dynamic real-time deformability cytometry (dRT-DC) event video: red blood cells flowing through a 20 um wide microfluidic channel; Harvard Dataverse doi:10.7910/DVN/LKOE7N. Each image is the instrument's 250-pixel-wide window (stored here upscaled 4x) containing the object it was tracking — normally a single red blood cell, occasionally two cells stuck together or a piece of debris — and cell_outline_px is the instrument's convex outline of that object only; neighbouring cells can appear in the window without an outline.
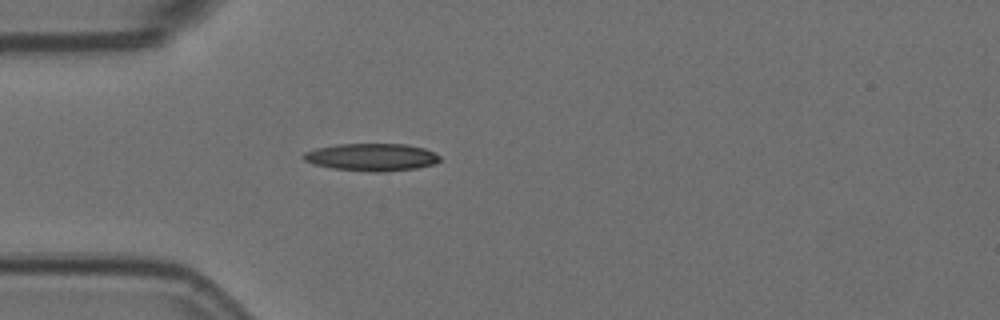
{"species": "Egyptian fruit bat (a non-hibernating species)", "species_latin": "Rousettus aegyptiacus", "temperature_condition": "room temperature", "stored_images_in_passage": 12, "camera_frame_rate_fps": 3000, "um_per_image_px": 0.085, "animal": {"sex": "female"}, "frame": {"image": 1, "passage_image": 1, "time_ms": 0.0, "image_size_px": [1000, 320], "cell_outline_px": [[440, 160], [436, 164], [416, 168], [388, 172], [372, 172], [332, 168], [312, 164], [304, 160], [300, 156], [304, 152], [316, 148], [336, 144], [408, 144], [424, 148], [440, 156]], "centroid_in_image_um": [31.57, 13.36], "position_along_channel_um": 53.4, "area_um2": 22.08}}
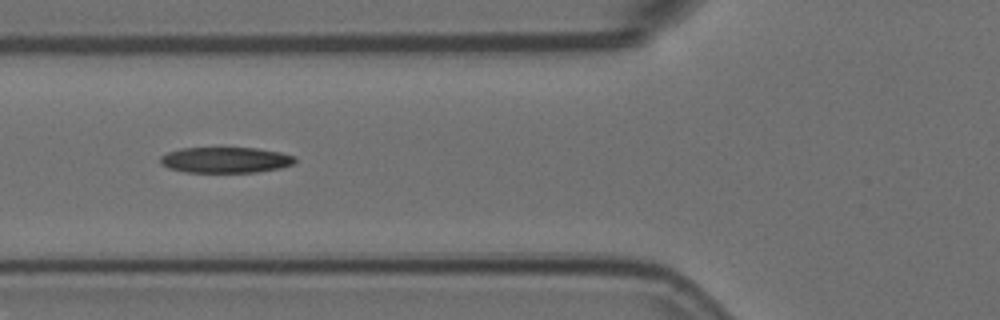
{"frame": {"image": 2, "passage_image": 6, "time_ms": 1.667, "image_size_px": [1000, 320], "cell_outline_px": [[296, 160], [292, 164], [280, 168], [256, 172], [184, 172], [168, 168], [160, 164], [160, 156], [168, 152], [180, 148], [256, 148], [280, 152], [296, 156]], "centroid_in_image_um": [19.15, 13.6], "position_along_channel_um": 106.7, "area_um2": 20.29}}
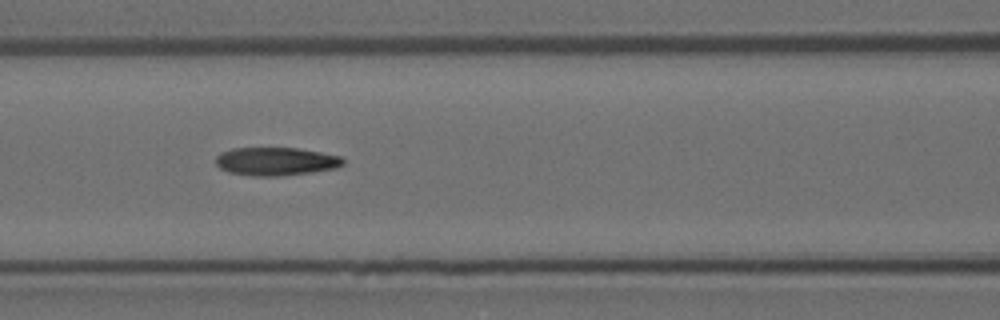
{"frame": {"image": 3, "passage_image": 9, "time_ms": 2.667, "image_size_px": [1000, 320], "cell_outline_px": [[344, 164], [336, 168], [312, 172], [280, 176], [252, 176], [228, 172], [220, 168], [216, 164], [216, 156], [220, 152], [232, 148], [296, 148], [320, 152], [340, 156], [344, 160]], "centroid_in_image_um": [23.43, 13.72], "position_along_channel_um": 143.2, "area_um2": 20.98}}